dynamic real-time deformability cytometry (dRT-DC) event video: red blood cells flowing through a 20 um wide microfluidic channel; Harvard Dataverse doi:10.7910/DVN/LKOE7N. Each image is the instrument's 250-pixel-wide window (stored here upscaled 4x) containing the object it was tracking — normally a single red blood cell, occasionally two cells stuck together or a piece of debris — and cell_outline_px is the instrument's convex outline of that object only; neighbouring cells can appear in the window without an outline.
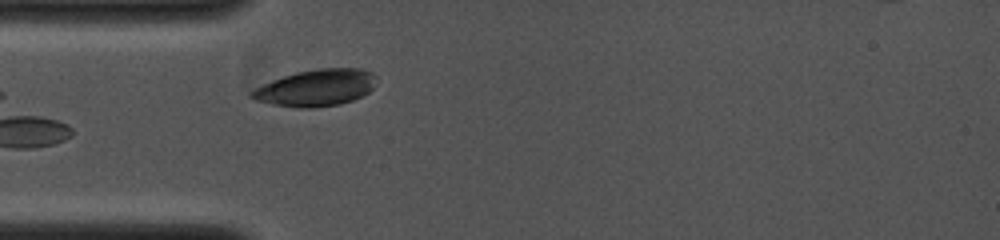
{"species": "common noctule bat (a hibernating species)", "species_latin": "Nyctalus noctula", "temperature_condition": "cold", "stored_images_in_passage": 7, "camera_frame_rate_fps": 4000, "um_per_image_px": 0.085, "animal": {"sex": "female", "body_mass_g": 19.0, "forearm_length_mm": 53.3}, "frame": {"image": 1, "passage_image": 7, "time_ms": 3.25, "image_size_px": [1000, 240], "cell_outline_px": [[376, 84], [368, 92], [352, 100], [340, 104], [312, 108], [300, 108], [272, 104], [256, 100], [248, 96], [248, 92], [272, 80], [296, 72], [320, 68], [360, 68], [372, 72], [376, 76]], "centroid_in_image_um": [26.87, 7.46], "position_along_channel_um": 58.1, "area_um2": 26.65}}